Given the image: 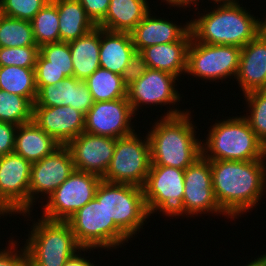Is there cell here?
Here are the masks:
<instances>
[{
	"label": "cell",
	"mask_w": 266,
	"mask_h": 266,
	"mask_svg": "<svg viewBox=\"0 0 266 266\" xmlns=\"http://www.w3.org/2000/svg\"><path fill=\"white\" fill-rule=\"evenodd\" d=\"M210 164L214 195L228 218L238 219L258 206L266 192V166L261 159L210 160Z\"/></svg>",
	"instance_id": "1"
},
{
	"label": "cell",
	"mask_w": 266,
	"mask_h": 266,
	"mask_svg": "<svg viewBox=\"0 0 266 266\" xmlns=\"http://www.w3.org/2000/svg\"><path fill=\"white\" fill-rule=\"evenodd\" d=\"M213 7L212 11L205 10L190 20V31L196 42L242 48L266 28V19H256L239 3Z\"/></svg>",
	"instance_id": "2"
},
{
	"label": "cell",
	"mask_w": 266,
	"mask_h": 266,
	"mask_svg": "<svg viewBox=\"0 0 266 266\" xmlns=\"http://www.w3.org/2000/svg\"><path fill=\"white\" fill-rule=\"evenodd\" d=\"M172 117H161L154 122L148 139L151 165L171 166L185 170L202 155L201 143L191 121V111Z\"/></svg>",
	"instance_id": "3"
},
{
	"label": "cell",
	"mask_w": 266,
	"mask_h": 266,
	"mask_svg": "<svg viewBox=\"0 0 266 266\" xmlns=\"http://www.w3.org/2000/svg\"><path fill=\"white\" fill-rule=\"evenodd\" d=\"M202 140V155L208 160L253 161L261 159V144L243 116L228 117L210 126ZM204 142V143H203Z\"/></svg>",
	"instance_id": "4"
},
{
	"label": "cell",
	"mask_w": 266,
	"mask_h": 266,
	"mask_svg": "<svg viewBox=\"0 0 266 266\" xmlns=\"http://www.w3.org/2000/svg\"><path fill=\"white\" fill-rule=\"evenodd\" d=\"M25 243L28 266H64L82 247L67 221L34 220Z\"/></svg>",
	"instance_id": "5"
},
{
	"label": "cell",
	"mask_w": 266,
	"mask_h": 266,
	"mask_svg": "<svg viewBox=\"0 0 266 266\" xmlns=\"http://www.w3.org/2000/svg\"><path fill=\"white\" fill-rule=\"evenodd\" d=\"M95 198L103 204L109 219L129 238L139 233L150 217L142 187L101 180Z\"/></svg>",
	"instance_id": "6"
},
{
	"label": "cell",
	"mask_w": 266,
	"mask_h": 266,
	"mask_svg": "<svg viewBox=\"0 0 266 266\" xmlns=\"http://www.w3.org/2000/svg\"><path fill=\"white\" fill-rule=\"evenodd\" d=\"M82 248L117 249L130 239L94 197L67 221ZM112 247V248H111Z\"/></svg>",
	"instance_id": "7"
},
{
	"label": "cell",
	"mask_w": 266,
	"mask_h": 266,
	"mask_svg": "<svg viewBox=\"0 0 266 266\" xmlns=\"http://www.w3.org/2000/svg\"><path fill=\"white\" fill-rule=\"evenodd\" d=\"M137 132L116 139L111 163L102 180L143 187L151 166L148 135Z\"/></svg>",
	"instance_id": "8"
},
{
	"label": "cell",
	"mask_w": 266,
	"mask_h": 266,
	"mask_svg": "<svg viewBox=\"0 0 266 266\" xmlns=\"http://www.w3.org/2000/svg\"><path fill=\"white\" fill-rule=\"evenodd\" d=\"M184 171L171 166H150L146 182L142 187L150 216L158 211L168 217L186 214L183 205Z\"/></svg>",
	"instance_id": "9"
},
{
	"label": "cell",
	"mask_w": 266,
	"mask_h": 266,
	"mask_svg": "<svg viewBox=\"0 0 266 266\" xmlns=\"http://www.w3.org/2000/svg\"><path fill=\"white\" fill-rule=\"evenodd\" d=\"M241 48L233 45H210L191 38L187 49L186 73L201 80L236 78Z\"/></svg>",
	"instance_id": "10"
},
{
	"label": "cell",
	"mask_w": 266,
	"mask_h": 266,
	"mask_svg": "<svg viewBox=\"0 0 266 266\" xmlns=\"http://www.w3.org/2000/svg\"><path fill=\"white\" fill-rule=\"evenodd\" d=\"M102 177L74 170L73 173L48 196L40 217L50 221H68L79 209L90 202Z\"/></svg>",
	"instance_id": "11"
},
{
	"label": "cell",
	"mask_w": 266,
	"mask_h": 266,
	"mask_svg": "<svg viewBox=\"0 0 266 266\" xmlns=\"http://www.w3.org/2000/svg\"><path fill=\"white\" fill-rule=\"evenodd\" d=\"M178 77L168 72L148 68L147 71L135 82L127 87V98L135 116L142 105L164 106L169 104V110L162 117L179 116L187 110L174 109L175 104L180 102L182 96L175 86ZM174 105V106H170ZM171 107V108H170ZM140 108V109H139ZM137 111V112H136Z\"/></svg>",
	"instance_id": "12"
},
{
	"label": "cell",
	"mask_w": 266,
	"mask_h": 266,
	"mask_svg": "<svg viewBox=\"0 0 266 266\" xmlns=\"http://www.w3.org/2000/svg\"><path fill=\"white\" fill-rule=\"evenodd\" d=\"M31 165L14 152L0 157V217L29 212Z\"/></svg>",
	"instance_id": "13"
},
{
	"label": "cell",
	"mask_w": 266,
	"mask_h": 266,
	"mask_svg": "<svg viewBox=\"0 0 266 266\" xmlns=\"http://www.w3.org/2000/svg\"><path fill=\"white\" fill-rule=\"evenodd\" d=\"M74 170V163L66 146H60L52 154L33 163L30 173L29 212H24L20 215H23L24 219L25 216L26 218L30 216L35 205L34 202L36 203V200H39L38 203L41 202L42 196L47 199Z\"/></svg>",
	"instance_id": "14"
},
{
	"label": "cell",
	"mask_w": 266,
	"mask_h": 266,
	"mask_svg": "<svg viewBox=\"0 0 266 266\" xmlns=\"http://www.w3.org/2000/svg\"><path fill=\"white\" fill-rule=\"evenodd\" d=\"M183 205L186 215L222 214L212 187L210 160L201 155L184 171Z\"/></svg>",
	"instance_id": "15"
},
{
	"label": "cell",
	"mask_w": 266,
	"mask_h": 266,
	"mask_svg": "<svg viewBox=\"0 0 266 266\" xmlns=\"http://www.w3.org/2000/svg\"><path fill=\"white\" fill-rule=\"evenodd\" d=\"M135 116L127 97L94 102L85 115L84 132L114 139L135 132L131 120Z\"/></svg>",
	"instance_id": "16"
},
{
	"label": "cell",
	"mask_w": 266,
	"mask_h": 266,
	"mask_svg": "<svg viewBox=\"0 0 266 266\" xmlns=\"http://www.w3.org/2000/svg\"><path fill=\"white\" fill-rule=\"evenodd\" d=\"M116 139L81 133L66 147L69 149L75 170L103 177L114 154Z\"/></svg>",
	"instance_id": "17"
},
{
	"label": "cell",
	"mask_w": 266,
	"mask_h": 266,
	"mask_svg": "<svg viewBox=\"0 0 266 266\" xmlns=\"http://www.w3.org/2000/svg\"><path fill=\"white\" fill-rule=\"evenodd\" d=\"M32 120L61 146H66L85 128V115L70 105L33 106Z\"/></svg>",
	"instance_id": "18"
},
{
	"label": "cell",
	"mask_w": 266,
	"mask_h": 266,
	"mask_svg": "<svg viewBox=\"0 0 266 266\" xmlns=\"http://www.w3.org/2000/svg\"><path fill=\"white\" fill-rule=\"evenodd\" d=\"M243 95L266 90V28L241 48L236 78Z\"/></svg>",
	"instance_id": "19"
},
{
	"label": "cell",
	"mask_w": 266,
	"mask_h": 266,
	"mask_svg": "<svg viewBox=\"0 0 266 266\" xmlns=\"http://www.w3.org/2000/svg\"><path fill=\"white\" fill-rule=\"evenodd\" d=\"M93 103L87 83L71 76L58 81L54 85L42 86L38 90L33 106L55 107L70 105L86 115Z\"/></svg>",
	"instance_id": "20"
},
{
	"label": "cell",
	"mask_w": 266,
	"mask_h": 266,
	"mask_svg": "<svg viewBox=\"0 0 266 266\" xmlns=\"http://www.w3.org/2000/svg\"><path fill=\"white\" fill-rule=\"evenodd\" d=\"M150 13L151 10L130 32L136 51L141 52L149 46L179 41L190 30V21L184 25H178L172 20L157 17Z\"/></svg>",
	"instance_id": "21"
},
{
	"label": "cell",
	"mask_w": 266,
	"mask_h": 266,
	"mask_svg": "<svg viewBox=\"0 0 266 266\" xmlns=\"http://www.w3.org/2000/svg\"><path fill=\"white\" fill-rule=\"evenodd\" d=\"M192 38L189 30L179 41L144 48L141 53L148 68L168 72L178 78L186 73L187 49Z\"/></svg>",
	"instance_id": "22"
},
{
	"label": "cell",
	"mask_w": 266,
	"mask_h": 266,
	"mask_svg": "<svg viewBox=\"0 0 266 266\" xmlns=\"http://www.w3.org/2000/svg\"><path fill=\"white\" fill-rule=\"evenodd\" d=\"M131 34L100 28V67L121 75L135 52Z\"/></svg>",
	"instance_id": "23"
},
{
	"label": "cell",
	"mask_w": 266,
	"mask_h": 266,
	"mask_svg": "<svg viewBox=\"0 0 266 266\" xmlns=\"http://www.w3.org/2000/svg\"><path fill=\"white\" fill-rule=\"evenodd\" d=\"M61 145L33 120L17 127L14 153L31 164L52 154Z\"/></svg>",
	"instance_id": "24"
},
{
	"label": "cell",
	"mask_w": 266,
	"mask_h": 266,
	"mask_svg": "<svg viewBox=\"0 0 266 266\" xmlns=\"http://www.w3.org/2000/svg\"><path fill=\"white\" fill-rule=\"evenodd\" d=\"M150 9L147 0H110L106 16L98 27L130 33Z\"/></svg>",
	"instance_id": "25"
},
{
	"label": "cell",
	"mask_w": 266,
	"mask_h": 266,
	"mask_svg": "<svg viewBox=\"0 0 266 266\" xmlns=\"http://www.w3.org/2000/svg\"><path fill=\"white\" fill-rule=\"evenodd\" d=\"M69 49L73 76L78 80H86L100 67V27L96 26L84 36L69 42Z\"/></svg>",
	"instance_id": "26"
},
{
	"label": "cell",
	"mask_w": 266,
	"mask_h": 266,
	"mask_svg": "<svg viewBox=\"0 0 266 266\" xmlns=\"http://www.w3.org/2000/svg\"><path fill=\"white\" fill-rule=\"evenodd\" d=\"M52 1L56 4L59 14L60 41L69 43L96 27L78 0Z\"/></svg>",
	"instance_id": "27"
},
{
	"label": "cell",
	"mask_w": 266,
	"mask_h": 266,
	"mask_svg": "<svg viewBox=\"0 0 266 266\" xmlns=\"http://www.w3.org/2000/svg\"><path fill=\"white\" fill-rule=\"evenodd\" d=\"M0 89L26 97L34 104L38 93L35 68L0 66Z\"/></svg>",
	"instance_id": "28"
},
{
	"label": "cell",
	"mask_w": 266,
	"mask_h": 266,
	"mask_svg": "<svg viewBox=\"0 0 266 266\" xmlns=\"http://www.w3.org/2000/svg\"><path fill=\"white\" fill-rule=\"evenodd\" d=\"M94 102L111 101L127 97V87L121 75L99 67L86 80Z\"/></svg>",
	"instance_id": "29"
},
{
	"label": "cell",
	"mask_w": 266,
	"mask_h": 266,
	"mask_svg": "<svg viewBox=\"0 0 266 266\" xmlns=\"http://www.w3.org/2000/svg\"><path fill=\"white\" fill-rule=\"evenodd\" d=\"M34 39L40 48L60 42L59 14L56 4L50 0L31 20Z\"/></svg>",
	"instance_id": "30"
},
{
	"label": "cell",
	"mask_w": 266,
	"mask_h": 266,
	"mask_svg": "<svg viewBox=\"0 0 266 266\" xmlns=\"http://www.w3.org/2000/svg\"><path fill=\"white\" fill-rule=\"evenodd\" d=\"M37 46L31 21L2 15L0 18V47Z\"/></svg>",
	"instance_id": "31"
},
{
	"label": "cell",
	"mask_w": 266,
	"mask_h": 266,
	"mask_svg": "<svg viewBox=\"0 0 266 266\" xmlns=\"http://www.w3.org/2000/svg\"><path fill=\"white\" fill-rule=\"evenodd\" d=\"M33 119V103L26 97L0 89V122L16 126Z\"/></svg>",
	"instance_id": "32"
},
{
	"label": "cell",
	"mask_w": 266,
	"mask_h": 266,
	"mask_svg": "<svg viewBox=\"0 0 266 266\" xmlns=\"http://www.w3.org/2000/svg\"><path fill=\"white\" fill-rule=\"evenodd\" d=\"M35 67H55L62 71L66 77L73 76L69 43L60 41L41 46Z\"/></svg>",
	"instance_id": "33"
},
{
	"label": "cell",
	"mask_w": 266,
	"mask_h": 266,
	"mask_svg": "<svg viewBox=\"0 0 266 266\" xmlns=\"http://www.w3.org/2000/svg\"><path fill=\"white\" fill-rule=\"evenodd\" d=\"M244 96L249 113L243 117L257 138L263 142L266 139V90H254Z\"/></svg>",
	"instance_id": "34"
},
{
	"label": "cell",
	"mask_w": 266,
	"mask_h": 266,
	"mask_svg": "<svg viewBox=\"0 0 266 266\" xmlns=\"http://www.w3.org/2000/svg\"><path fill=\"white\" fill-rule=\"evenodd\" d=\"M39 53L38 46L0 47V66L35 68Z\"/></svg>",
	"instance_id": "35"
},
{
	"label": "cell",
	"mask_w": 266,
	"mask_h": 266,
	"mask_svg": "<svg viewBox=\"0 0 266 266\" xmlns=\"http://www.w3.org/2000/svg\"><path fill=\"white\" fill-rule=\"evenodd\" d=\"M50 0H0L2 14L31 21Z\"/></svg>",
	"instance_id": "36"
},
{
	"label": "cell",
	"mask_w": 266,
	"mask_h": 266,
	"mask_svg": "<svg viewBox=\"0 0 266 266\" xmlns=\"http://www.w3.org/2000/svg\"><path fill=\"white\" fill-rule=\"evenodd\" d=\"M148 69L147 62L141 52L135 51L121 73L122 82L126 87L137 81Z\"/></svg>",
	"instance_id": "37"
},
{
	"label": "cell",
	"mask_w": 266,
	"mask_h": 266,
	"mask_svg": "<svg viewBox=\"0 0 266 266\" xmlns=\"http://www.w3.org/2000/svg\"><path fill=\"white\" fill-rule=\"evenodd\" d=\"M12 240V241H11ZM9 246L5 247L7 249L0 250V266H25L26 265V249L25 246L21 247L19 243L13 239V237L8 241ZM18 249V250H17Z\"/></svg>",
	"instance_id": "38"
},
{
	"label": "cell",
	"mask_w": 266,
	"mask_h": 266,
	"mask_svg": "<svg viewBox=\"0 0 266 266\" xmlns=\"http://www.w3.org/2000/svg\"><path fill=\"white\" fill-rule=\"evenodd\" d=\"M88 17L98 26L105 18L110 0H78Z\"/></svg>",
	"instance_id": "39"
},
{
	"label": "cell",
	"mask_w": 266,
	"mask_h": 266,
	"mask_svg": "<svg viewBox=\"0 0 266 266\" xmlns=\"http://www.w3.org/2000/svg\"><path fill=\"white\" fill-rule=\"evenodd\" d=\"M37 90L42 86L56 84L66 78L65 74L55 67H35Z\"/></svg>",
	"instance_id": "40"
},
{
	"label": "cell",
	"mask_w": 266,
	"mask_h": 266,
	"mask_svg": "<svg viewBox=\"0 0 266 266\" xmlns=\"http://www.w3.org/2000/svg\"><path fill=\"white\" fill-rule=\"evenodd\" d=\"M17 127L10 123L0 122V157L14 152Z\"/></svg>",
	"instance_id": "41"
},
{
	"label": "cell",
	"mask_w": 266,
	"mask_h": 266,
	"mask_svg": "<svg viewBox=\"0 0 266 266\" xmlns=\"http://www.w3.org/2000/svg\"><path fill=\"white\" fill-rule=\"evenodd\" d=\"M93 249L95 250V248H81L65 262L64 266H97L93 262L91 263L90 260H87L88 257L85 259L80 253L81 251H93Z\"/></svg>",
	"instance_id": "42"
},
{
	"label": "cell",
	"mask_w": 266,
	"mask_h": 266,
	"mask_svg": "<svg viewBox=\"0 0 266 266\" xmlns=\"http://www.w3.org/2000/svg\"><path fill=\"white\" fill-rule=\"evenodd\" d=\"M242 266H266V252L265 254L258 256V258H254L253 261H248V264Z\"/></svg>",
	"instance_id": "43"
},
{
	"label": "cell",
	"mask_w": 266,
	"mask_h": 266,
	"mask_svg": "<svg viewBox=\"0 0 266 266\" xmlns=\"http://www.w3.org/2000/svg\"><path fill=\"white\" fill-rule=\"evenodd\" d=\"M199 1L200 0H176V7L177 8H179V7H184V9L185 8H187V7H189L190 8V6H191V4H192V6H199Z\"/></svg>",
	"instance_id": "44"
},
{
	"label": "cell",
	"mask_w": 266,
	"mask_h": 266,
	"mask_svg": "<svg viewBox=\"0 0 266 266\" xmlns=\"http://www.w3.org/2000/svg\"><path fill=\"white\" fill-rule=\"evenodd\" d=\"M210 1V0H209ZM213 1V3L215 5H224V4H237L239 3L238 0H211V2Z\"/></svg>",
	"instance_id": "45"
},
{
	"label": "cell",
	"mask_w": 266,
	"mask_h": 266,
	"mask_svg": "<svg viewBox=\"0 0 266 266\" xmlns=\"http://www.w3.org/2000/svg\"><path fill=\"white\" fill-rule=\"evenodd\" d=\"M265 160H266V139L261 144V161L263 164L266 165V162H264Z\"/></svg>",
	"instance_id": "46"
},
{
	"label": "cell",
	"mask_w": 266,
	"mask_h": 266,
	"mask_svg": "<svg viewBox=\"0 0 266 266\" xmlns=\"http://www.w3.org/2000/svg\"><path fill=\"white\" fill-rule=\"evenodd\" d=\"M163 2H166L170 7H176V0H162Z\"/></svg>",
	"instance_id": "47"
},
{
	"label": "cell",
	"mask_w": 266,
	"mask_h": 266,
	"mask_svg": "<svg viewBox=\"0 0 266 266\" xmlns=\"http://www.w3.org/2000/svg\"><path fill=\"white\" fill-rule=\"evenodd\" d=\"M2 8H1V2H0V18L2 17Z\"/></svg>",
	"instance_id": "48"
}]
</instances>
